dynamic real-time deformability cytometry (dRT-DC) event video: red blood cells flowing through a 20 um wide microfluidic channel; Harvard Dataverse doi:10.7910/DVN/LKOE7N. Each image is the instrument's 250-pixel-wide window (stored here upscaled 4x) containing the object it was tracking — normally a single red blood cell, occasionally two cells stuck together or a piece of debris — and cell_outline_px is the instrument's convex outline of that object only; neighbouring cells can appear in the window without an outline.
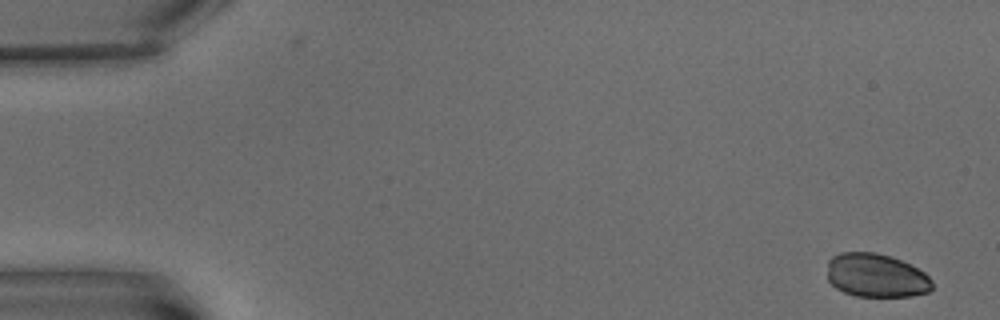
{"species": "common noctule bat (a hibernating species)", "species_latin": "Nyctalus noctula", "temperature_condition": "warm", "stored_images_in_passage": 11, "camera_frame_rate_fps": 3000, "um_per_image_px": 0.085, "animal": {"sex": "male", "body_mass_g": 15.6}, "frame": {"image": 1, "passage_image": 1, "time_ms": 0.0, "image_size_px": [1000, 320], "cell_outline_px": [[932, 288], [928, 292], [912, 296], [856, 296], [844, 292], [836, 288], [828, 280], [828, 260], [832, 256], [840, 252], [876, 252], [900, 260], [924, 272], [932, 280]], "centroid_in_image_um": [74.45, 23.41], "position_along_channel_um": 10.5, "area_um2": 26.65}}
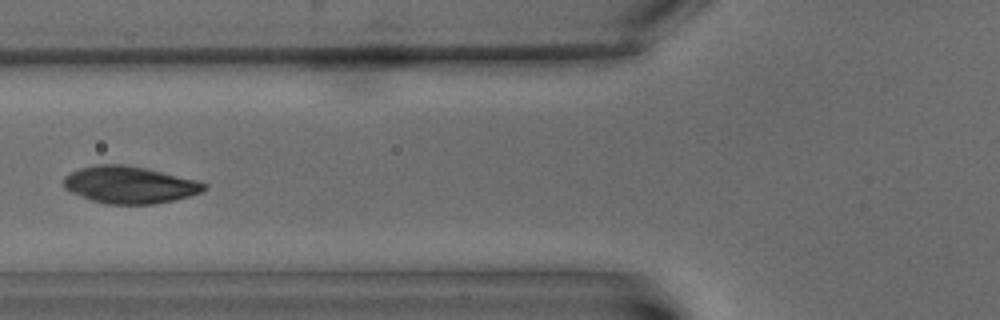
{"frame": {"image": 2, "passage_image": 7, "time_ms": 8.0, "image_size_px": [1000, 320], "cell_outline_px": [[208, 188], [200, 192], [176, 200], [152, 204], [104, 204], [92, 200], [72, 192], [64, 188], [64, 176], [80, 168], [96, 164], [124, 164], [148, 168], [196, 180], [208, 184]], "centroid_in_image_um": [11.03, 15.7], "position_along_channel_um": 114.8, "area_um2": 30.4}}
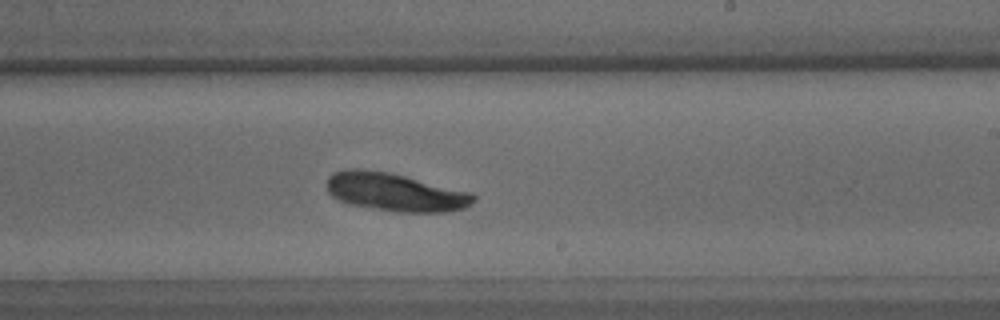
{"frame": {"image": 3, "passage_image": 11, "time_ms": 12.667, "image_size_px": [1000, 320], "cell_outline_px": [[476, 200], [464, 208], [448, 212], [396, 212], [348, 204], [332, 196], [328, 192], [328, 176], [332, 172], [344, 168], [360, 168], [388, 172], [472, 192], [476, 196]], "centroid_in_image_um": [33.58, 16.32], "position_along_channel_um": 255.4, "area_um2": 32.83}}